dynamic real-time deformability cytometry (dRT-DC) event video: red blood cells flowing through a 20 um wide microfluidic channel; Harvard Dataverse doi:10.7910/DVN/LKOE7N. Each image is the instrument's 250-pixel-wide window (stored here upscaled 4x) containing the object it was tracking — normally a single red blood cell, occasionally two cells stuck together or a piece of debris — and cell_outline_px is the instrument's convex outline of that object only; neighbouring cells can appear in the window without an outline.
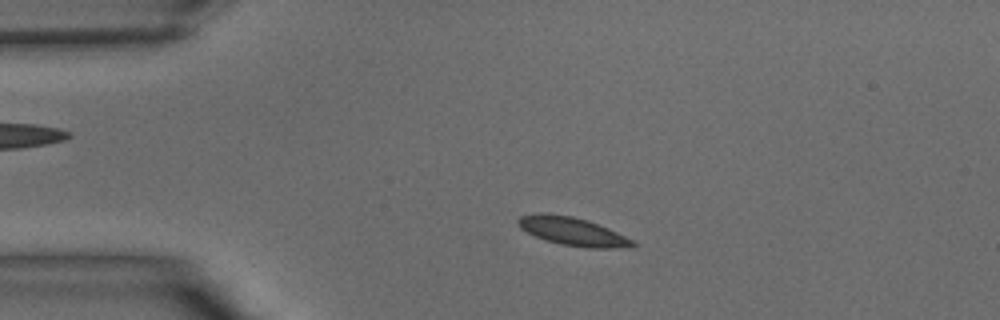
{"species": "common noctule bat (a hibernating species)", "species_latin": "Nyctalus noctula", "temperature_condition": "warm", "stored_images_in_passage": 37, "camera_frame_rate_fps": 3000, "um_per_image_px": 0.085, "animal": {"sex": "male", "body_mass_g": 15.6}, "frame": {"image": 1, "passage_image": 6, "time_ms": 1.667, "image_size_px": [1000, 320], "cell_outline_px": [[636, 244], [612, 248], [588, 248], [560, 244], [536, 236], [520, 228], [516, 224], [516, 220], [520, 216], [540, 212], [544, 212], [572, 216], [588, 220], [608, 228], [632, 240]], "centroid_in_image_um": [48.58, 19.64], "position_along_channel_um": 36.4, "area_um2": 18.61}}
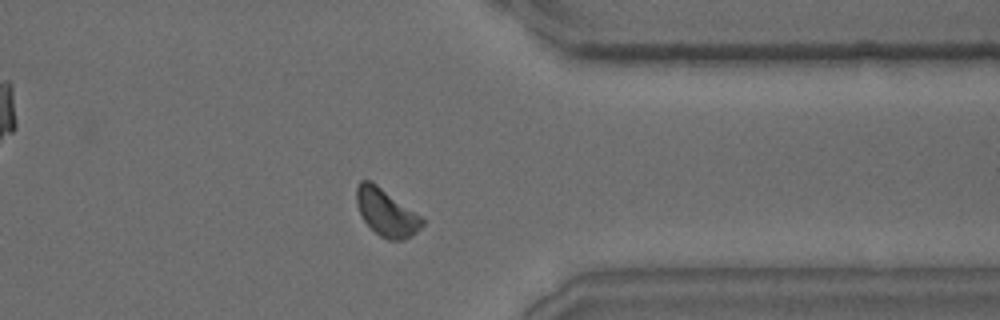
{"frame": {"image": 2, "passage_image": 29, "time_ms": 9.333, "image_size_px": [1000, 320], "cell_outline_px": [[424, 224], [412, 236], [404, 240], [388, 240], [380, 236], [364, 220], [356, 204], [356, 188], [360, 180], [372, 180], [420, 216], [424, 220]], "centroid_in_image_um": [32.82, 18.05], "position_along_channel_um": 378.6, "area_um2": 17.92}}
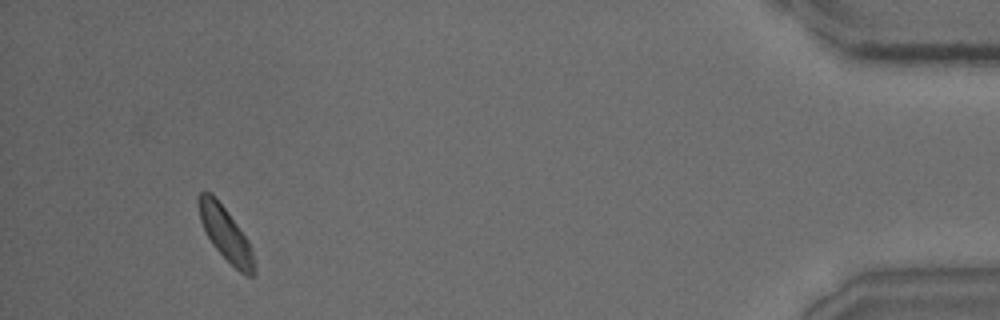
{"frame": {"image": 3, "passage_image": 35, "time_ms": 11.333, "image_size_px": [1000, 320], "cell_outline_px": [[256, 272], [252, 276], [244, 276], [212, 244], [204, 232], [200, 220], [196, 200], [200, 192], [212, 192], [248, 240], [252, 248]], "centroid_in_image_um": [19.15, 19.87], "position_along_channel_um": 416.0, "area_um2": 17.28}}